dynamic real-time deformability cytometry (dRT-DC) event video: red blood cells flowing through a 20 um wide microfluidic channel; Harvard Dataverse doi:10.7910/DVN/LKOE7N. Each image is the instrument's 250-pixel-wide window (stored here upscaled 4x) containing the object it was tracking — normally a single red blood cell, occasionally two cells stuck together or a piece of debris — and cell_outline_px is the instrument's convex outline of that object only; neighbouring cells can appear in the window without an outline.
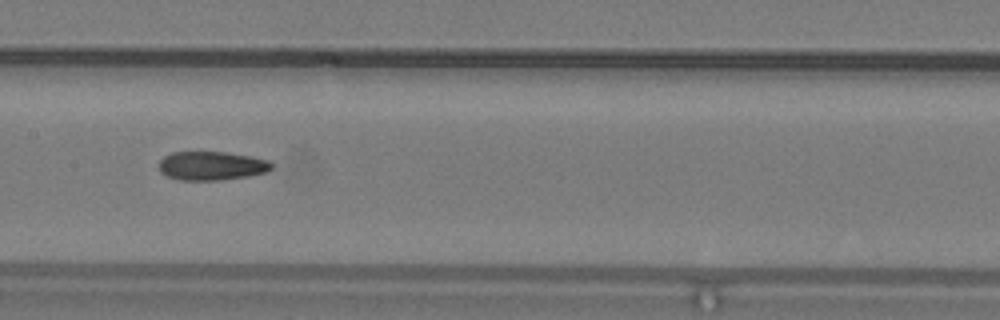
{"species": "common noctule bat (a hibernating species)", "species_latin": "Nyctalus noctula", "temperature_condition": "warm", "stored_images_in_passage": 35, "camera_frame_rate_fps": 3000, "um_per_image_px": 0.085, "animal": {"sex": "male", "body_mass_g": 19.2, "forearm_length_mm": 51.8}, "frame": {"image": 1, "passage_image": 11, "time_ms": 3.333, "image_size_px": [1000, 320], "cell_outline_px": [[272, 168], [264, 172], [248, 176], [220, 180], [180, 180], [168, 176], [160, 172], [160, 160], [164, 156], [172, 152], [228, 152], [268, 160], [272, 164]], "centroid_in_image_um": [17.96, 14.09], "position_along_channel_um": 189.4, "area_um2": 18.73}}
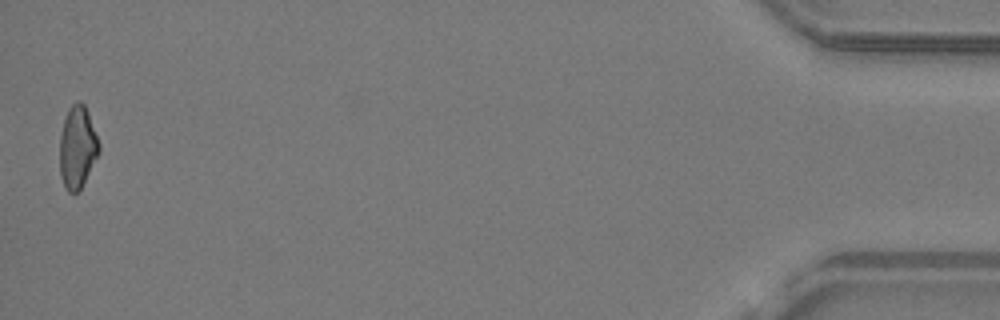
{"frame": {"image": 2, "passage_image": 35, "time_ms": 11.333, "image_size_px": [1000, 320], "cell_outline_px": [[100, 152], [80, 188], [76, 192], [68, 192], [60, 176], [60, 136], [64, 120], [68, 108], [76, 100], [80, 100], [84, 104], [88, 112], [100, 144]], "centroid_in_image_um": [6.58, 12.47], "position_along_channel_um": 428.6, "area_um2": 18.73}, "authors_computed_cell_mechanics": {"area_um2": 19.074, "velocity_mm_per_s": 4.1706, "shape_relaxation_time_tau1_ms": null, "shape_relaxation_time_tau2_ms": 3.0014, "deformation_change_tau1": null, "deformation_change_tau2": 0.1112}}